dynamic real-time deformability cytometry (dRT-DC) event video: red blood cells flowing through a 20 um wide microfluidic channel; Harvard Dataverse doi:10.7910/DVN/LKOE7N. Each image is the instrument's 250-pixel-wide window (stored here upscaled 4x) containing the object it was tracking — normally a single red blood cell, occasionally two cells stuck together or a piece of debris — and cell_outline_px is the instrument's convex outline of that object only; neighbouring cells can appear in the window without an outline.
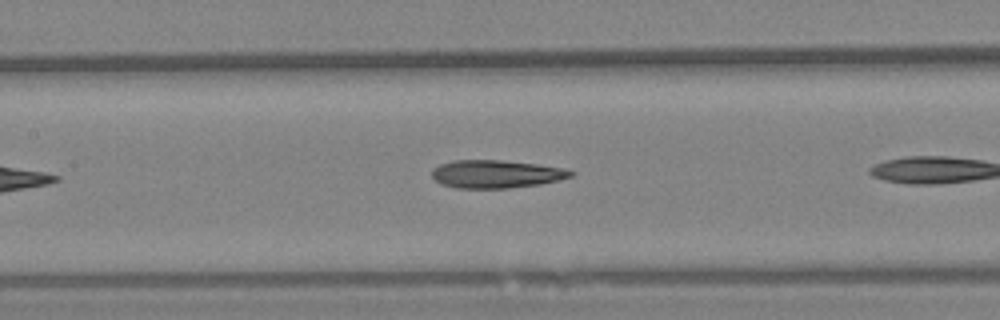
{"species": "Egyptian fruit bat (a non-hibernating species)", "species_latin": "Rousettus aegyptiacus", "temperature_condition": "warm", "stored_images_in_passage": 13, "camera_frame_rate_fps": 3000, "um_per_image_px": 0.085, "animal": {"sex": "female"}, "frame": {"image": 1, "passage_image": 11, "time_ms": 3.333, "image_size_px": [1000, 320], "cell_outline_px": [[576, 172], [572, 176], [540, 184], [508, 188], [456, 188], [440, 184], [432, 176], [432, 168], [440, 164], [452, 160], [500, 160], [536, 164], [560, 168]], "centroid_in_image_um": [42.11, 14.79], "position_along_channel_um": 165.3, "area_um2": 22.48}}